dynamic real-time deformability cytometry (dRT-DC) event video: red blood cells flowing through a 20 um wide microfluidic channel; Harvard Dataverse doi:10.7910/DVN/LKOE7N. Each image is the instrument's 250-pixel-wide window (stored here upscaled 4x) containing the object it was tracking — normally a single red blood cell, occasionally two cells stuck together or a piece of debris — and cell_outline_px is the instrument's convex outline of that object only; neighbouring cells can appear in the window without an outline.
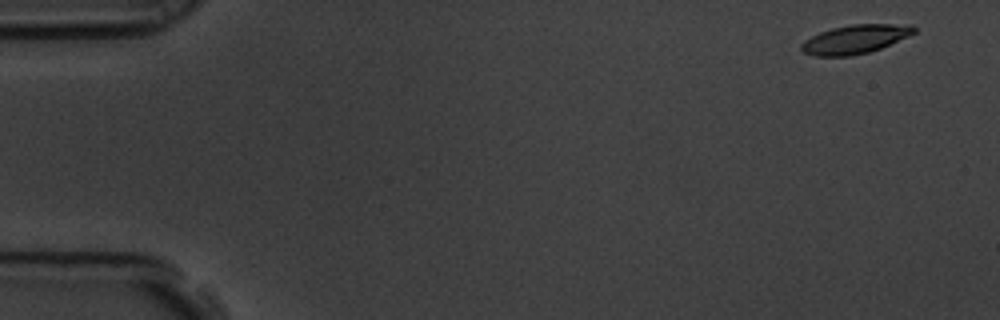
{"species": "common noctule bat (a hibernating species)", "species_latin": "Nyctalus noctula", "temperature_condition": "room temperature", "stored_images_in_passage": 5, "camera_frame_rate_fps": 3000, "um_per_image_px": 0.085, "animal": {"sex": "male", "body_mass_g": 19.5, "forearm_length_mm": 54.6}, "frame": {"image": 1, "passage_image": 1, "time_ms": 0.0, "image_size_px": [1000, 320], "cell_outline_px": [[916, 32], [908, 36], [880, 48], [868, 52], [852, 56], [816, 56], [804, 52], [800, 48], [800, 44], [804, 40], [820, 32], [832, 28], [852, 24], [912, 24], [916, 28]], "centroid_in_image_um": [72.69, 3.33], "position_along_channel_um": 12.3, "area_um2": 18.84}}
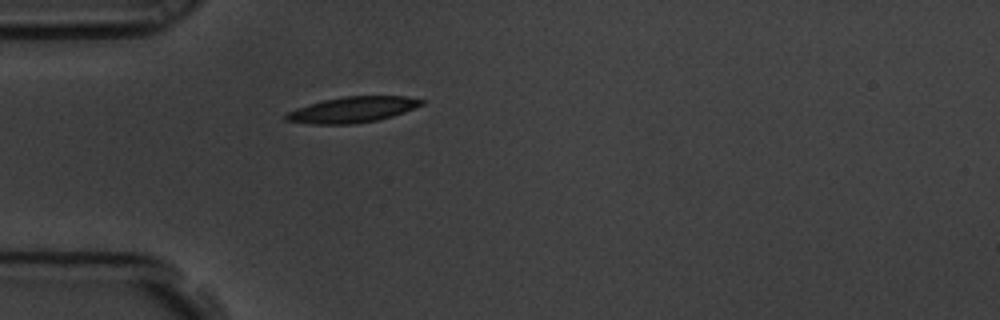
{"frame": {"image": 2, "passage_image": 5, "time_ms": 1.333, "image_size_px": [1000, 320], "cell_outline_px": [[424, 104], [404, 112], [392, 116], [376, 120], [356, 124], [312, 124], [284, 120], [284, 116], [288, 112], [296, 108], [308, 104], [324, 100], [344, 96], [408, 96], [424, 100]], "centroid_in_image_um": [29.96, 9.32], "position_along_channel_um": 55.0, "area_um2": 20.35}}